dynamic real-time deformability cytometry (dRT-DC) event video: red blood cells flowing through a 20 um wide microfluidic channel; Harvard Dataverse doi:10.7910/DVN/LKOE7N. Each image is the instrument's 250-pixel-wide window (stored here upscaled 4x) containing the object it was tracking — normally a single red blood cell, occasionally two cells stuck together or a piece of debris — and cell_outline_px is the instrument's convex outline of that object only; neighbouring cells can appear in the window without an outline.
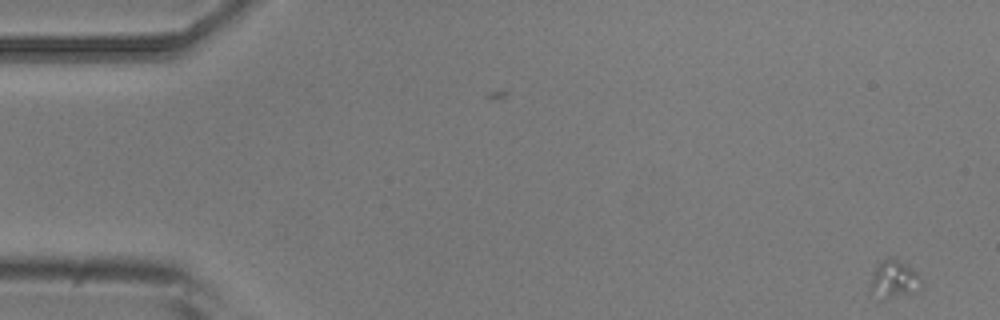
{"species": "common noctule bat (a hibernating species)", "species_latin": "Nyctalus noctula", "temperature_condition": "room temperature", "stored_images_in_passage": 15, "camera_frame_rate_fps": 3000, "um_per_image_px": 0.085, "animal": {"sex": "male", "body_mass_g": 20.5, "forearm_length_mm": 52.5}, "frame": {"image": 1, "passage_image": 1, "time_ms": 0.0, "image_size_px": [1000, 320], "cell_outline_px": [[924, 284], [920, 292], [884, 300], [868, 288], [872, 276], [880, 260], [892, 256], [912, 268], [920, 276]], "centroid_in_image_um": [76.05, 23.76], "position_along_channel_um": 8.9, "area_um2": 11.62}}